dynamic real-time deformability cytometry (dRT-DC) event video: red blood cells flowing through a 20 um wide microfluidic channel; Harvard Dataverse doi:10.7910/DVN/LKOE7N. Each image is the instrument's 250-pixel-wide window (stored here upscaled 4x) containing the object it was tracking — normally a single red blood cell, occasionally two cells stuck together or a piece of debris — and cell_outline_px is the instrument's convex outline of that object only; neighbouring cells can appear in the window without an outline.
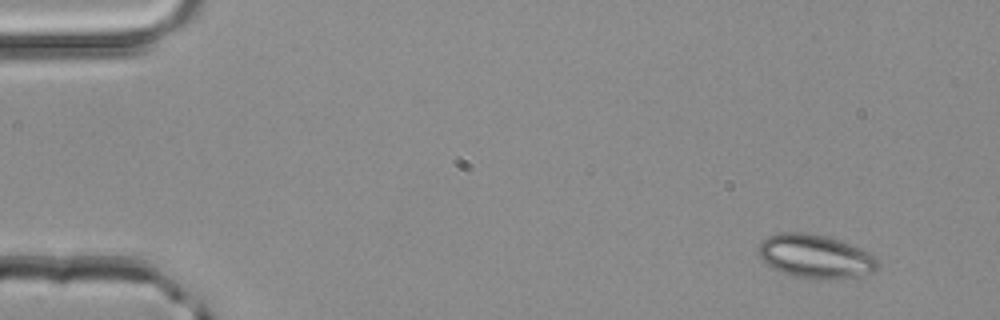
{"species": "common noctule bat (a hibernating species)", "species_latin": "Nyctalus noctula", "temperature_condition": "room temperature", "stored_images_in_passage": 4, "camera_frame_rate_fps": 3000, "um_per_image_px": 0.085, "animal": {"sex": "male", "body_mass_g": 20.4}, "frame": {"image": 1, "passage_image": 1, "time_ms": 0.0, "image_size_px": [1000, 320], "cell_outline_px": [[880, 264], [876, 272], [864, 276], [836, 280], [792, 276], [772, 268], [760, 256], [760, 240], [768, 236], [780, 232], [808, 232], [840, 240], [872, 252], [876, 256]], "centroid_in_image_um": [69.41, 21.8], "position_along_channel_um": 15.6, "area_um2": 30.87}}